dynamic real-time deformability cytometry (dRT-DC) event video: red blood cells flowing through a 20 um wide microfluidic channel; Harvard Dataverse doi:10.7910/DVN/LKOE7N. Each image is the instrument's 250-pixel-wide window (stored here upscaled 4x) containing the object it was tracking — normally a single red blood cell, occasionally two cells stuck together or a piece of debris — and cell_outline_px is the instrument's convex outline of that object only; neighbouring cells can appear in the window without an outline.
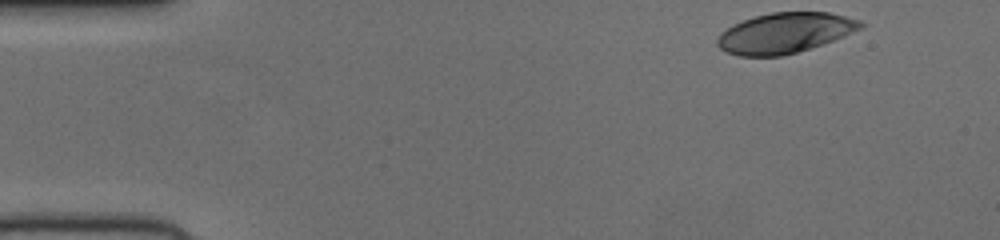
{"species": "human", "species_latin": "Homo sapiens", "temperature_condition": "cold", "stored_images_in_passage": 48, "camera_frame_rate_fps": 3000, "um_per_image_px": 0.085, "donor": {"sex": "female"}, "frame": {"image": 1, "passage_image": 1, "time_ms": 0.0, "image_size_px": [1000, 240], "cell_outline_px": [[864, 28], [844, 36], [796, 52], [780, 56], [740, 56], [728, 52], [720, 48], [716, 44], [716, 40], [720, 32], [732, 24], [756, 16], [772, 12], [828, 12], [860, 20], [864, 24]], "centroid_in_image_um": [66.69, 2.79], "position_along_channel_um": 18.3, "area_um2": 33.47}}
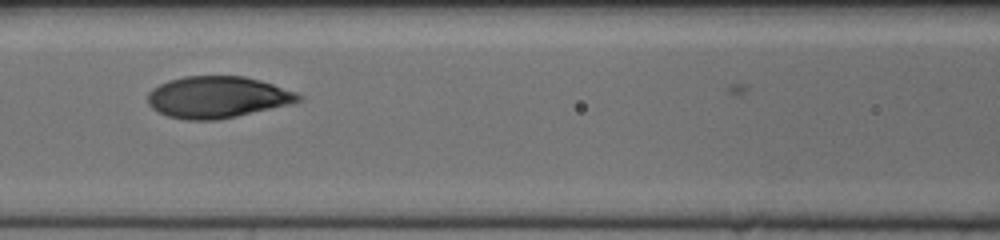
{"frame": {"image": 2, "passage_image": 19, "time_ms": 6.0, "image_size_px": [1000, 240], "cell_outline_px": [[304, 96], [300, 100], [288, 104], [236, 116], [216, 120], [184, 120], [168, 116], [152, 108], [148, 104], [148, 92], [152, 88], [168, 80], [184, 76], [244, 76], [260, 80], [296, 92]], "centroid_in_image_um": [18.44, 8.25], "position_along_channel_um": 148.2, "area_um2": 36.36}}
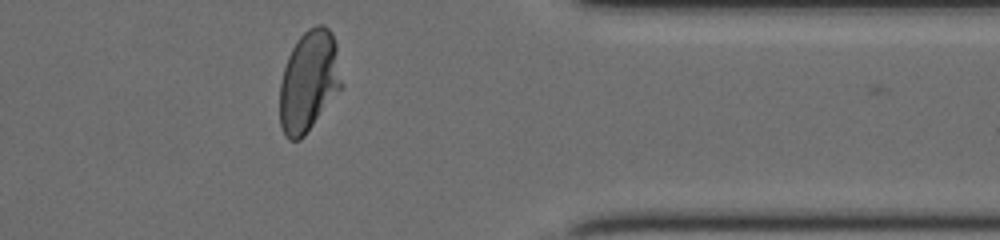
{"frame": {"image": 3, "passage_image": 38, "time_ms": 12.333, "image_size_px": [1000, 240], "cell_outline_px": [[344, 84], [304, 136], [300, 140], [288, 140], [284, 136], [280, 124], [280, 84], [284, 68], [288, 56], [296, 40], [308, 28], [316, 24], [324, 24], [332, 32], [336, 44]], "centroid_in_image_um": [26.26, 6.88], "position_along_channel_um": 385.1, "area_um2": 36.65}}